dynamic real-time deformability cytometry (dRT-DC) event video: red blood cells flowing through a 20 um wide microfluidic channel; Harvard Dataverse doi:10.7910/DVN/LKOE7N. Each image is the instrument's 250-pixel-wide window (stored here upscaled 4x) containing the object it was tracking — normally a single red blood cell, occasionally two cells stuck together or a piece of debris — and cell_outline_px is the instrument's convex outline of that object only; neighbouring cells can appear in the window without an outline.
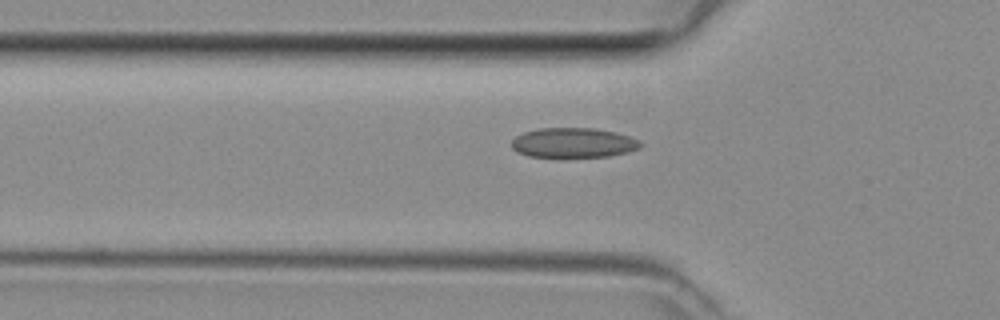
{"species": "common noctule bat (a hibernating species)", "species_latin": "Nyctalus noctula", "temperature_condition": "room temperature", "stored_images_in_passage": 31, "camera_frame_rate_fps": 3000, "um_per_image_px": 0.085, "animal": {"sex": "female", "body_mass_g": 29.2, "forearm_length_mm": 56.3}, "frame": {"image": 1, "passage_image": 3, "time_ms": 0.667, "image_size_px": [1000, 320], "cell_outline_px": [[644, 144], [640, 148], [628, 152], [608, 156], [560, 160], [528, 156], [516, 152], [512, 148], [512, 140], [516, 136], [524, 132], [540, 128], [596, 128], [616, 132], [640, 140]], "centroid_in_image_um": [48.73, 12.18], "position_along_channel_um": 77.1, "area_um2": 23.47}}
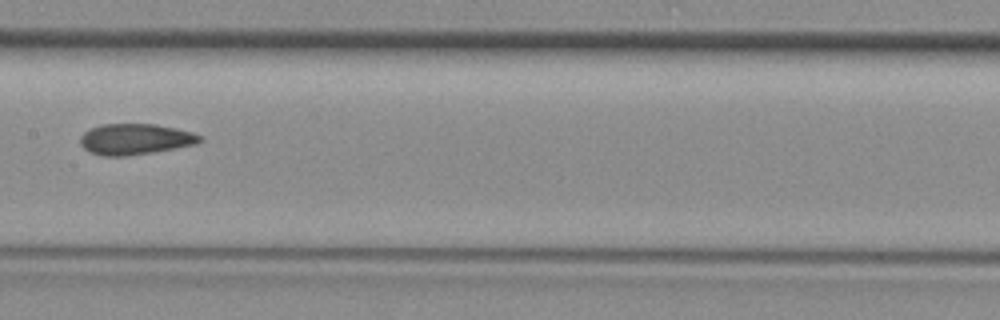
{"frame": {"image": 2, "passage_image": 11, "time_ms": 3.333, "image_size_px": [1000, 320], "cell_outline_px": [[204, 140], [196, 144], [152, 152], [124, 156], [104, 156], [88, 152], [80, 144], [80, 136], [84, 132], [92, 128], [104, 124], [156, 124], [176, 128], [192, 132], [200, 136]], "centroid_in_image_um": [11.48, 11.83], "position_along_channel_um": 195.9, "area_um2": 21.44}}
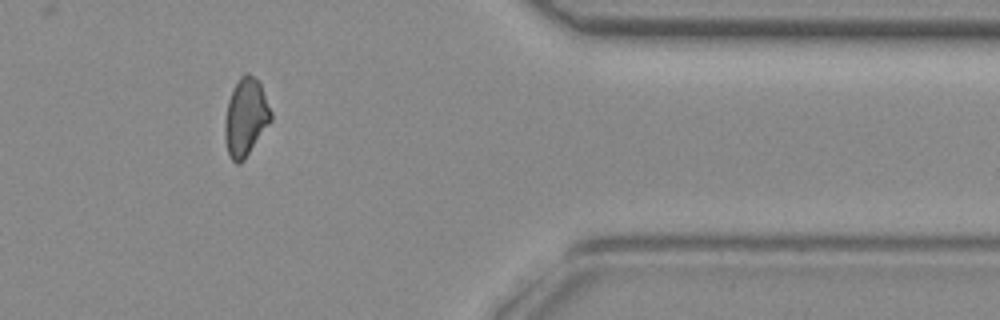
{"frame": {"image": 3, "passage_image": 26, "time_ms": 8.333, "image_size_px": [1000, 320], "cell_outline_px": [[272, 120], [244, 160], [240, 164], [236, 164], [232, 160], [228, 152], [224, 136], [224, 120], [228, 100], [240, 76], [244, 72], [248, 72], [260, 84], [272, 112]], "centroid_in_image_um": [20.88, 9.98], "position_along_channel_um": 390.5, "area_um2": 20.81}}